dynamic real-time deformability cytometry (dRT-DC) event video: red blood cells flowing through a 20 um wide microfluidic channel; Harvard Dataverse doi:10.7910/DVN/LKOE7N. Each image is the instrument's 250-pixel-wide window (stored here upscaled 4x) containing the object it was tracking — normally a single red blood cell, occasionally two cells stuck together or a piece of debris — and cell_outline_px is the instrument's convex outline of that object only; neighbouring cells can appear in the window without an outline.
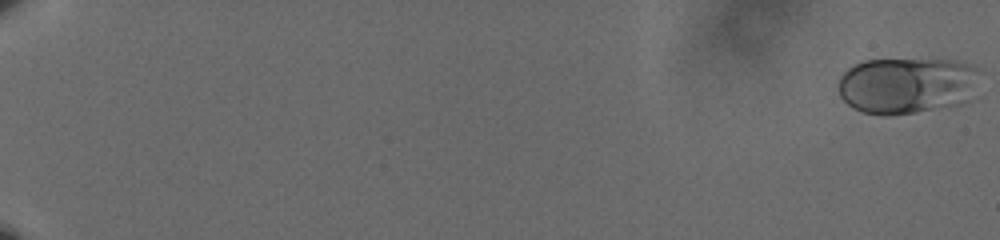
{"species": "human", "species_latin": "Homo sapiens", "temperature_condition": "cold", "stored_images_in_passage": 61, "camera_frame_rate_fps": 3000, "um_per_image_px": 0.085, "donor": {"sex": "male"}, "frame": {"image": 1, "passage_image": 1, "time_ms": 0.0, "image_size_px": [1000, 240], "cell_outline_px": [[976, 68], [968, 100], [964, 104], [916, 112], [888, 116], [884, 116], [864, 112], [852, 108], [840, 96], [836, 88], [840, 76], [848, 68], [864, 60], [956, 60]], "centroid_in_image_um": [76.97, 7.28], "position_along_channel_um": 8.0, "area_um2": 46.12}}
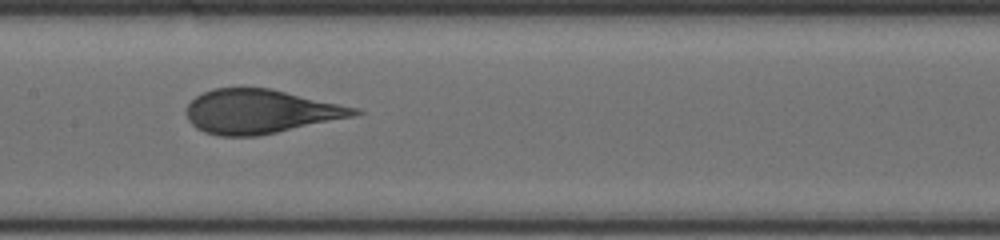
{"frame": {"image": 2, "passage_image": 35, "time_ms": 11.333, "image_size_px": [1000, 240], "cell_outline_px": [[364, 112], [352, 116], [276, 132], [256, 136], [220, 136], [204, 132], [196, 128], [188, 120], [184, 112], [188, 104], [196, 96], [212, 88], [272, 88], [356, 108]], "centroid_in_image_um": [22.05, 9.47], "position_along_channel_um": 185.4, "area_um2": 42.71}}
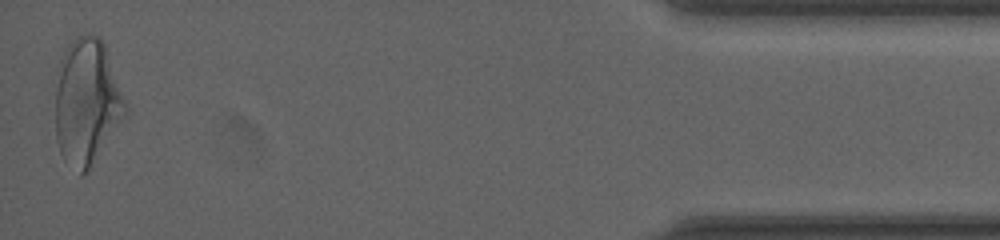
{"frame": {"image": 3, "passage_image": 61, "time_ms": 20.0, "image_size_px": [1000, 240], "cell_outline_px": [[124, 112], [88, 172], [80, 176], [60, 152], [56, 140], [56, 92], [60, 60], [68, 44], [76, 36], [84, 32], [96, 36], [104, 44], [124, 100]], "centroid_in_image_um": [7.32, 8.64], "position_along_channel_um": 427.9, "area_um2": 49.77}, "authors_computed_cell_mechanics": {"area_um2": 43.8702, "velocity_mm_per_s": 3.5862, "shape_relaxation_time_tau1_ms": 7.2676, "shape_relaxation_time_tau2_ms": null, "deformation_change_tau1": 0.2053, "deformation_change_tau2": null}}